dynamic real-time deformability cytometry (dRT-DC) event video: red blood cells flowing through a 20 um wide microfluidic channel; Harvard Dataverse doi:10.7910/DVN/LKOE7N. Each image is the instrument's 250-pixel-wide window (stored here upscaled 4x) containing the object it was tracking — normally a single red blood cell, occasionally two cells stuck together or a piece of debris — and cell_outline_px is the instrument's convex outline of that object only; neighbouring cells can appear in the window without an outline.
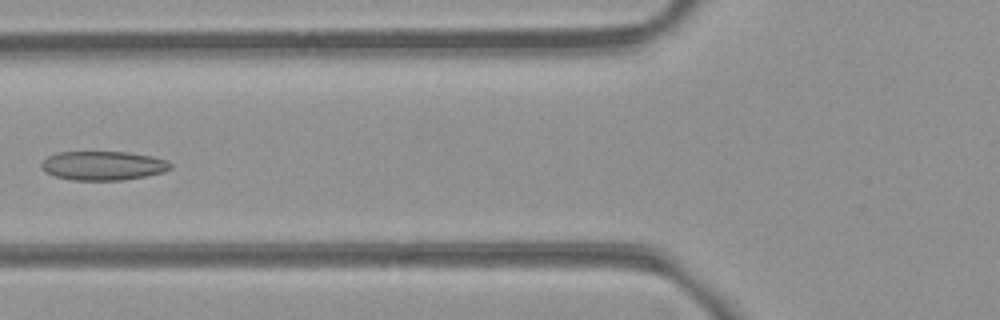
{"species": "common noctule bat (a hibernating species)", "species_latin": "Nyctalus noctula", "temperature_condition": "room temperature", "stored_images_in_passage": 8, "camera_frame_rate_fps": 3000, "um_per_image_px": 0.085, "animal": {"sex": "female", "body_mass_g": 21.9}, "frame": {"image": 1, "passage_image": 6, "time_ms": 6.667, "image_size_px": [1000, 320], "cell_outline_px": [[172, 168], [164, 172], [144, 176], [120, 180], [72, 180], [56, 176], [44, 172], [40, 168], [40, 164], [48, 156], [60, 152], [128, 152], [152, 156], [168, 160], [172, 164]], "centroid_in_image_um": [8.77, 14.08], "position_along_channel_um": 117.0, "area_um2": 21.91}}
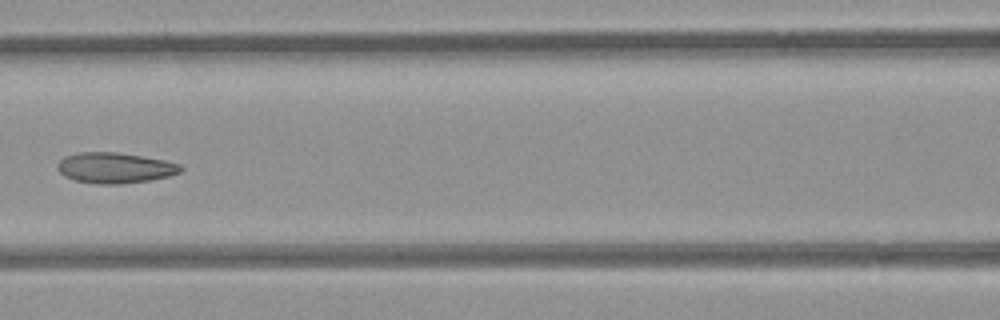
{"frame": {"image": 2, "passage_image": 7, "time_ms": 7.667, "image_size_px": [1000, 320], "cell_outline_px": [[184, 168], [180, 172], [168, 176], [152, 180], [120, 184], [96, 184], [76, 180], [64, 176], [56, 168], [56, 164], [64, 156], [80, 152], [116, 152], [164, 160], [180, 164]], "centroid_in_image_um": [9.75, 14.27], "position_along_channel_um": 156.8, "area_um2": 22.02}}
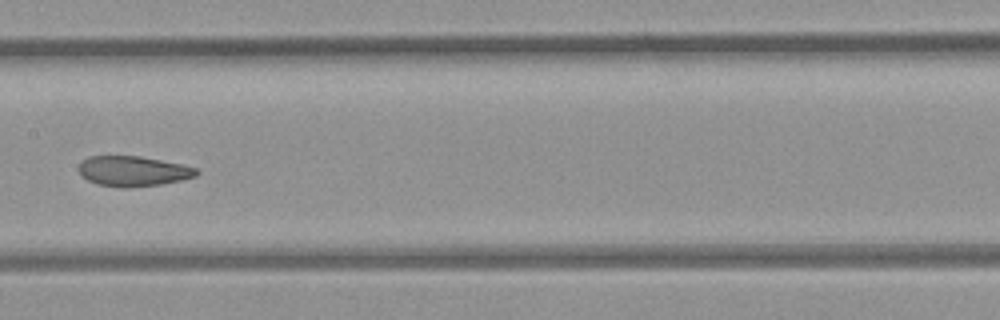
{"frame": {"image": 3, "passage_image": 8, "time_ms": 8.667, "image_size_px": [1000, 320], "cell_outline_px": [[200, 172], [196, 176], [180, 180], [160, 184], [128, 188], [124, 188], [96, 184], [80, 176], [76, 168], [80, 160], [88, 156], [140, 156], [180, 164], [196, 168]], "centroid_in_image_um": [11.23, 14.54], "position_along_channel_um": 196.2, "area_um2": 20.92}}